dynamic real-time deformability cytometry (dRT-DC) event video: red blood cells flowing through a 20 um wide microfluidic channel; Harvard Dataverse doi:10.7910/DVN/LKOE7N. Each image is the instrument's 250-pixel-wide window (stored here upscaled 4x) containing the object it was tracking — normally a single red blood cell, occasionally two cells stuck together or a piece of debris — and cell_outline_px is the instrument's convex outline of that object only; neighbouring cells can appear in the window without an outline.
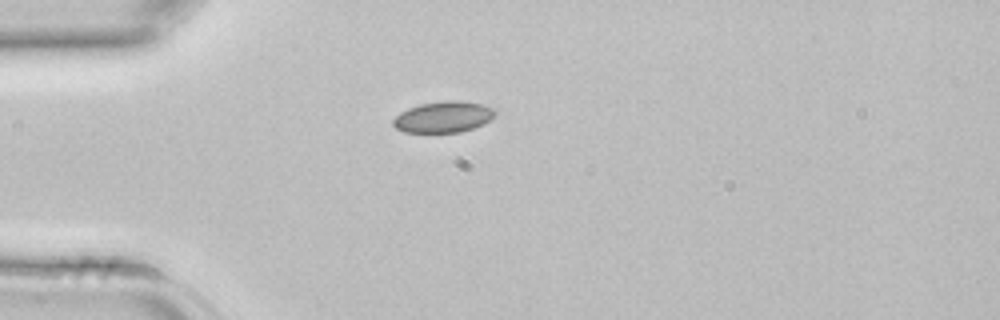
{"species": "common noctule bat (a hibernating species)", "species_latin": "Nyctalus noctula", "temperature_condition": "room temperature", "stored_images_in_passage": 4, "camera_frame_rate_fps": 3000, "um_per_image_px": 0.085, "animal": {"sex": "female", "body_mass_g": 22.7, "forearm_length_mm": 54.2}, "frame": {"image": 1, "passage_image": 4, "time_ms": 1.0, "image_size_px": [1000, 320], "cell_outline_px": [[496, 112], [484, 124], [460, 132], [404, 132], [396, 128], [392, 124], [392, 120], [400, 112], [408, 108], [420, 104], [444, 100], [460, 100], [480, 104], [492, 108]], "centroid_in_image_um": [37.64, 9.93], "position_along_channel_um": 47.4, "area_um2": 18.38}}